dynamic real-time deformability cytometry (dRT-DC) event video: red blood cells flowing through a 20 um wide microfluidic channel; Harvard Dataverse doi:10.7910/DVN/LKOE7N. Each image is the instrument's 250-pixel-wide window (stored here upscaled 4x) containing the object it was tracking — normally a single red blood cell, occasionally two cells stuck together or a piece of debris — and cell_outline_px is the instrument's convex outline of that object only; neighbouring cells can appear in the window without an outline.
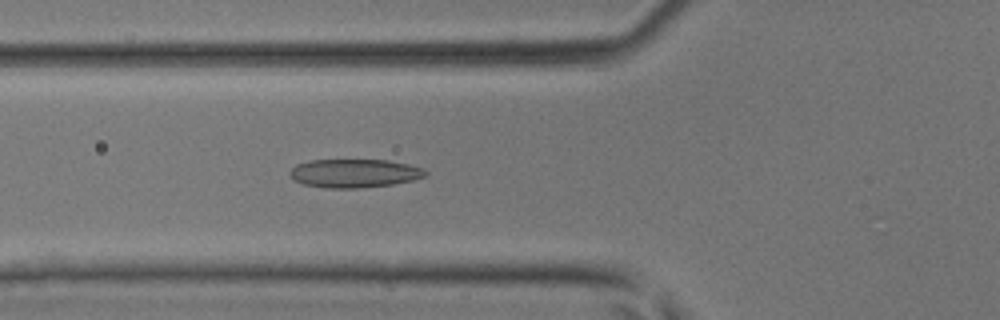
{"species": "common noctule bat (a hibernating species)", "species_latin": "Nyctalus noctula", "temperature_condition": "room temperature", "stored_images_in_passage": 43, "camera_frame_rate_fps": 3000, "um_per_image_px": 0.085, "animal": {"sex": "male", "body_mass_g": 17.9, "forearm_length_mm": 54.2}, "frame": {"image": 1, "passage_image": 16, "time_ms": 5.0, "image_size_px": [1000, 320], "cell_outline_px": [[428, 172], [424, 176], [412, 180], [392, 184], [356, 188], [324, 188], [304, 184], [296, 180], [288, 172], [296, 164], [308, 160], [388, 160], [408, 164], [424, 168]], "centroid_in_image_um": [30.12, 14.72], "position_along_channel_um": 95.7, "area_um2": 22.43}}
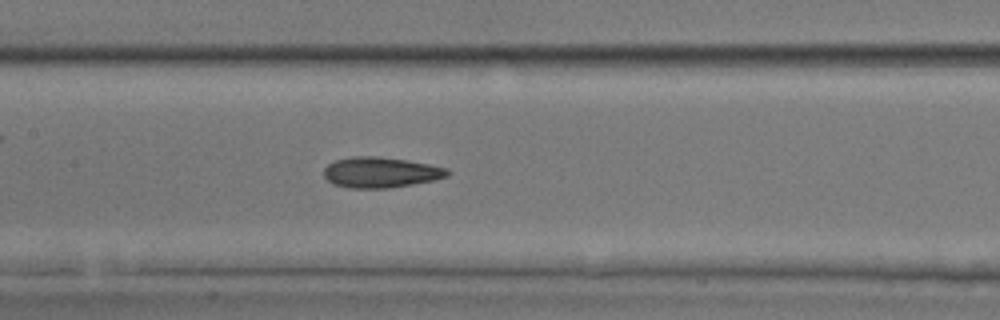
{"frame": {"image": 2, "passage_image": 21, "time_ms": 6.667, "image_size_px": [1000, 320], "cell_outline_px": [[452, 172], [448, 176], [436, 180], [388, 188], [348, 188], [332, 184], [324, 176], [324, 168], [328, 164], [336, 160], [352, 156], [376, 156], [408, 160], [448, 168]], "centroid_in_image_um": [32.37, 14.65], "position_along_channel_um": 175.0, "area_um2": 22.2}}
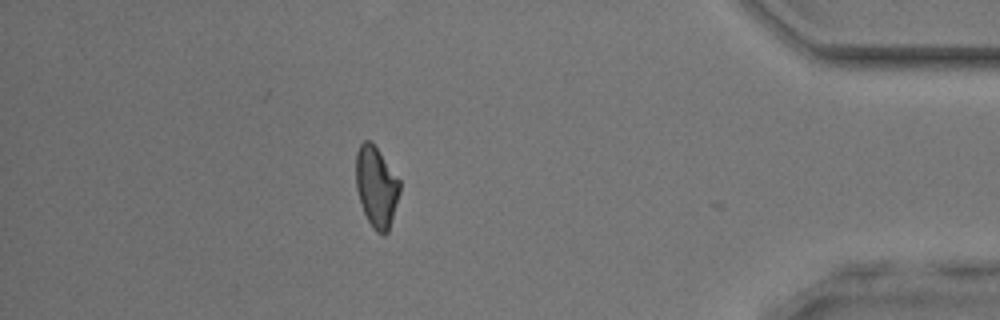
{"frame": {"image": 3, "passage_image": 38, "time_ms": 12.333, "image_size_px": [1000, 320], "cell_outline_px": [[400, 192], [388, 232], [384, 236], [376, 232], [372, 228], [364, 212], [356, 188], [356, 152], [360, 144], [364, 140], [368, 140], [376, 148], [400, 180]], "centroid_in_image_um": [31.99, 15.91], "position_along_channel_um": 403.2, "area_um2": 20.4}}